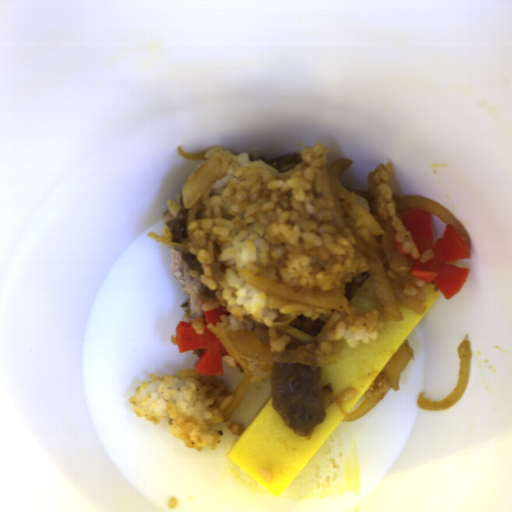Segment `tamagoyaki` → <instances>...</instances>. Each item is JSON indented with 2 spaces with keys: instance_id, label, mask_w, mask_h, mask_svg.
<instances>
[{
  "instance_id": "tamagoyaki-1",
  "label": "tamagoyaki",
  "mask_w": 512,
  "mask_h": 512,
  "mask_svg": "<svg viewBox=\"0 0 512 512\" xmlns=\"http://www.w3.org/2000/svg\"><path fill=\"white\" fill-rule=\"evenodd\" d=\"M422 291L424 300L420 302L425 306L422 315L398 301L402 320L386 319L375 300L353 296L347 301V307L361 314L378 310V318L384 321L385 327L368 343L360 339L352 348L340 339L339 353L322 355L335 360L331 366H319L321 386L329 385L333 391V400L325 409L322 423L310 435L298 436L285 426L270 396L243 435L230 445L228 458L278 499L344 420L335 398L347 388L358 389L357 397L342 401L343 410L349 414L442 293L432 281H426Z\"/></svg>"
},
{
  "instance_id": "tamagoyaki-2",
  "label": "tamagoyaki",
  "mask_w": 512,
  "mask_h": 512,
  "mask_svg": "<svg viewBox=\"0 0 512 512\" xmlns=\"http://www.w3.org/2000/svg\"><path fill=\"white\" fill-rule=\"evenodd\" d=\"M360 288L374 292L371 277L368 278Z\"/></svg>"
}]
</instances>
